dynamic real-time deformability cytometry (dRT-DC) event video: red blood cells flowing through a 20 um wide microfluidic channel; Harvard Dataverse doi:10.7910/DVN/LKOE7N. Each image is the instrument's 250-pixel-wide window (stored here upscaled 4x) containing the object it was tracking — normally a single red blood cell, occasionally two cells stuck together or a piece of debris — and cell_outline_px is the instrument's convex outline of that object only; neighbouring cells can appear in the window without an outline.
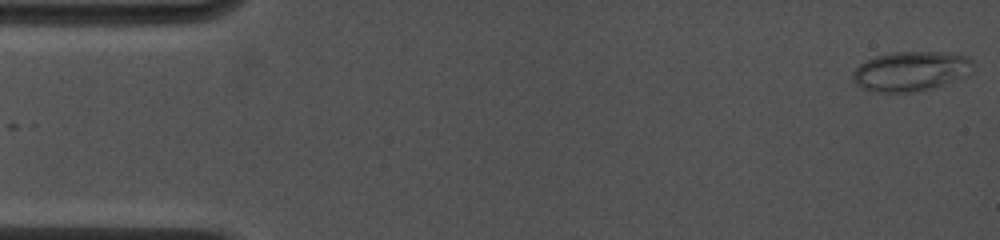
{"species": "common noctule bat (a hibernating species)", "species_latin": "Nyctalus noctula", "temperature_condition": "cold", "stored_images_in_passage": 5, "camera_frame_rate_fps": 4500, "um_per_image_px": 0.085, "animal": {"sex": "female", "body_mass_g": 19.0, "forearm_length_mm": 53.3}, "frame": {"image": 1, "passage_image": 1, "time_ms": 0.0, "image_size_px": [1000, 240], "cell_outline_px": [[972, 72], [964, 76], [928, 88], [912, 92], [872, 92], [856, 84], [852, 80], [852, 72], [864, 60], [876, 56], [892, 52], [948, 52], [964, 56], [972, 60]], "centroid_in_image_um": [77.36, 6.04], "position_along_channel_um": 7.6, "area_um2": 27.51}}
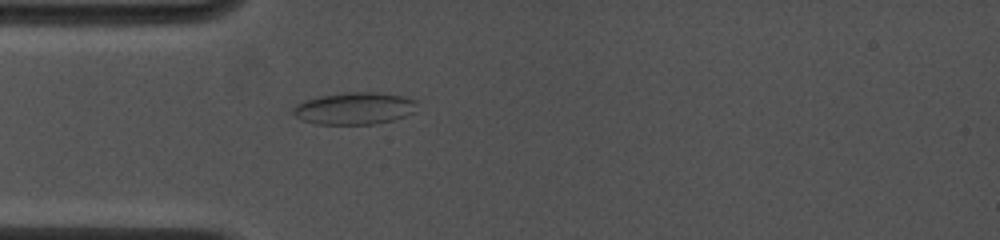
{"frame": {"image": 2, "passage_image": 5, "time_ms": 4.222, "image_size_px": [1000, 240], "cell_outline_px": [[420, 100], [412, 112], [404, 116], [392, 120], [376, 124], [316, 124], [300, 120], [292, 112], [292, 108], [296, 104], [304, 100], [316, 96], [344, 92], [380, 92], [404, 96]], "centroid_in_image_um": [30.11, 9.2], "position_along_channel_um": 54.9, "area_um2": 23.58}}